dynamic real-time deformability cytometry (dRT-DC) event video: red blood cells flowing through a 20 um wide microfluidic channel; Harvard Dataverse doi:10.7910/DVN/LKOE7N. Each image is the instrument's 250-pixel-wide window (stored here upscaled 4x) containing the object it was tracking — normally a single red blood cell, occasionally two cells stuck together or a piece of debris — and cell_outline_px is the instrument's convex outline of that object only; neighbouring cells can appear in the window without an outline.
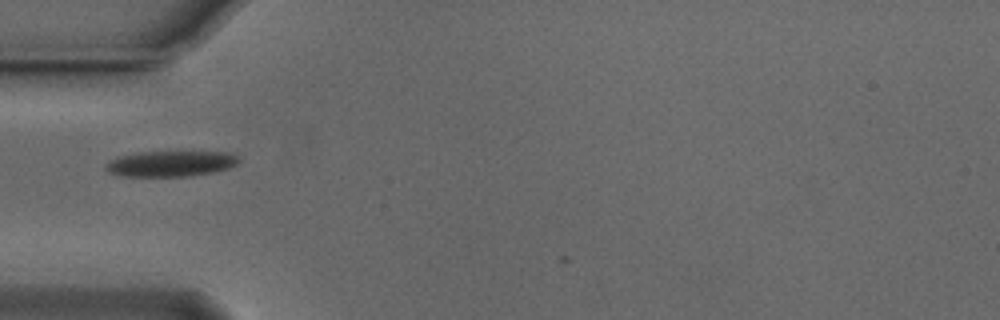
{"species": "Egyptian fruit bat (a non-hibernating species)", "species_latin": "Rousettus aegyptiacus", "temperature_condition": "cold", "stored_images_in_passage": 5, "camera_frame_rate_fps": 3000, "um_per_image_px": 0.085, "animal": {"sex": "male"}, "frame": {"image": 1, "passage_image": 3, "time_ms": 0.667, "image_size_px": [1000, 320], "cell_outline_px": [[240, 160], [236, 164], [228, 168], [212, 172], [188, 176], [120, 176], [108, 172], [104, 168], [104, 164], [116, 156], [136, 152], [228, 152], [236, 156]], "centroid_in_image_um": [14.43, 13.91], "position_along_channel_um": 70.6, "area_um2": 19.94}}